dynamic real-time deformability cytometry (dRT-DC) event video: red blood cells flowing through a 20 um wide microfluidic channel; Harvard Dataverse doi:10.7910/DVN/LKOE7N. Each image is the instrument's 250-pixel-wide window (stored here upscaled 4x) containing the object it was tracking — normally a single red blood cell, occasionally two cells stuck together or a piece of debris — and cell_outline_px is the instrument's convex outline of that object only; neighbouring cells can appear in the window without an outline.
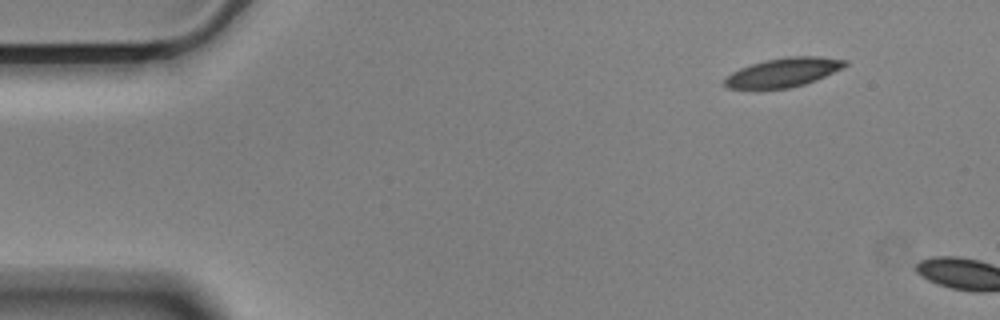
{"species": "Egyptian fruit bat (a non-hibernating species)", "species_latin": "Rousettus aegyptiacus", "temperature_condition": "cold", "stored_images_in_passage": 4, "camera_frame_rate_fps": 3000, "um_per_image_px": 0.085, "animal": {"sex": "male"}, "frame": {"image": 1, "passage_image": 1, "time_ms": 0.0, "image_size_px": [1000, 320], "cell_outline_px": [[848, 64], [844, 68], [816, 80], [804, 84], [788, 88], [756, 92], [728, 88], [724, 84], [724, 80], [732, 72], [740, 68], [764, 60], [784, 56], [816, 56], [848, 60]], "centroid_in_image_um": [66.54, 6.19], "position_along_channel_um": 18.5, "area_um2": 21.15}}